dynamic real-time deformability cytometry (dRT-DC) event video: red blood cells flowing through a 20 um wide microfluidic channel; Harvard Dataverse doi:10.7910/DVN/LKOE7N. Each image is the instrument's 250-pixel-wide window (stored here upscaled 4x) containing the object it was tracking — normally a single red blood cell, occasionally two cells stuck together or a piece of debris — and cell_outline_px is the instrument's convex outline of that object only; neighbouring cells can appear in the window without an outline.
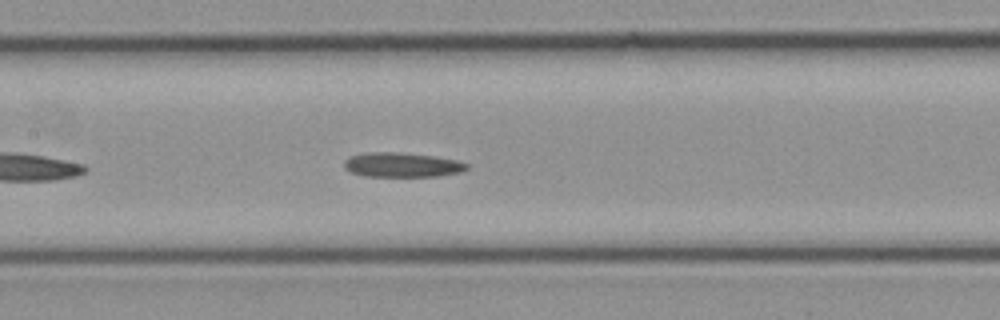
{"species": "common noctule bat (a hibernating species)", "species_latin": "Nyctalus noctula", "temperature_condition": "cold", "stored_images_in_passage": 15, "camera_frame_rate_fps": 3000, "um_per_image_px": 0.085, "animal": {"sex": "female", "body_mass_g": 21.9}, "frame": {"image": 1, "passage_image": 13, "time_ms": 4.0, "image_size_px": [1000, 320], "cell_outline_px": [[468, 168], [460, 172], [436, 176], [364, 176], [352, 172], [344, 168], [344, 160], [348, 156], [364, 152], [400, 152], [432, 156], [456, 160], [468, 164]], "centroid_in_image_um": [34.11, 14.0], "position_along_channel_um": 173.3, "area_um2": 17.51}}
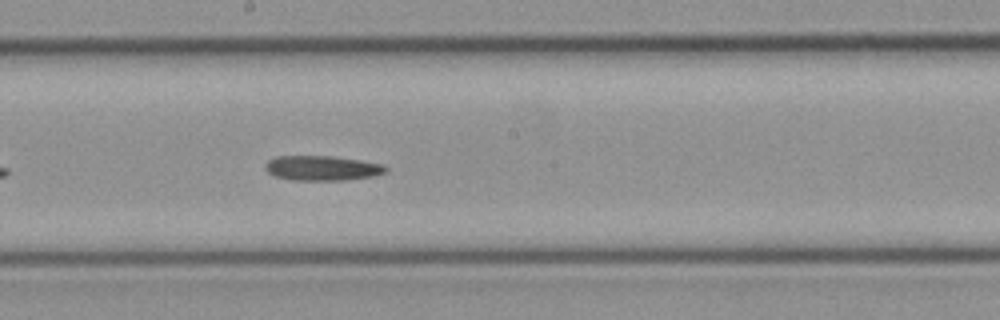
{"frame": {"image": 2, "passage_image": 15, "time_ms": 4.667, "image_size_px": [1000, 320], "cell_outline_px": [[388, 172], [372, 176], [348, 180], [292, 180], [276, 176], [268, 172], [264, 168], [264, 164], [268, 160], [276, 156], [332, 156], [360, 160], [384, 164], [388, 168]], "centroid_in_image_um": [27.4, 14.28], "position_along_channel_um": 220.8, "area_um2": 17.57}}